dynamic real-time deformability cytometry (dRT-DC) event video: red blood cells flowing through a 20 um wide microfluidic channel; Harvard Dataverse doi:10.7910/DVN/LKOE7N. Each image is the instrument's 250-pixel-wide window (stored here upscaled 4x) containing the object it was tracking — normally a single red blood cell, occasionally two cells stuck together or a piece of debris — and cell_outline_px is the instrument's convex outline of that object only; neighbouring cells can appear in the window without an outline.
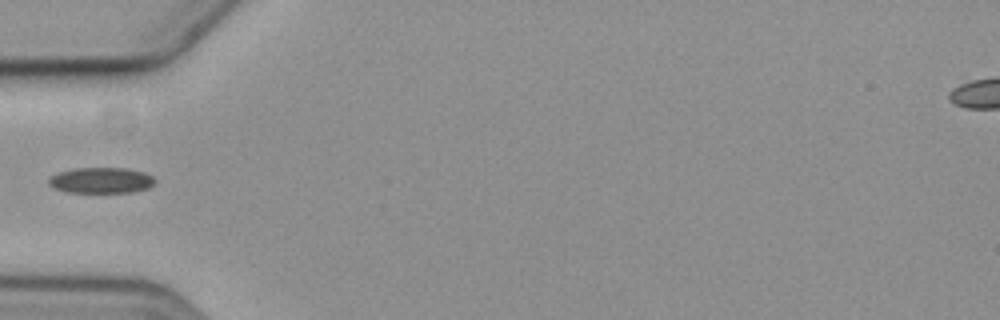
{"species": "common noctule bat (a hibernating species)", "species_latin": "Nyctalus noctula", "temperature_condition": "cold", "stored_images_in_passage": 5, "segment_of_instrument_passage": [2, 2], "camera_frame_rate_fps": 3000, "um_per_image_px": 0.085, "animal": {"sex": "female", "body_mass_g": 19.3, "forearm_length_mm": 54.1}, "frame": {"image": 1, "passage_image": 5, "time_ms": 5.667, "image_size_px": [1000, 320], "cell_outline_px": [[156, 184], [148, 188], [132, 192], [64, 192], [52, 188], [48, 184], [48, 180], [52, 176], [60, 172], [76, 168], [124, 168], [144, 172], [152, 176], [156, 180]], "centroid_in_image_um": [8.61, 15.34], "position_along_channel_um": 76.4, "area_um2": 16.01}}